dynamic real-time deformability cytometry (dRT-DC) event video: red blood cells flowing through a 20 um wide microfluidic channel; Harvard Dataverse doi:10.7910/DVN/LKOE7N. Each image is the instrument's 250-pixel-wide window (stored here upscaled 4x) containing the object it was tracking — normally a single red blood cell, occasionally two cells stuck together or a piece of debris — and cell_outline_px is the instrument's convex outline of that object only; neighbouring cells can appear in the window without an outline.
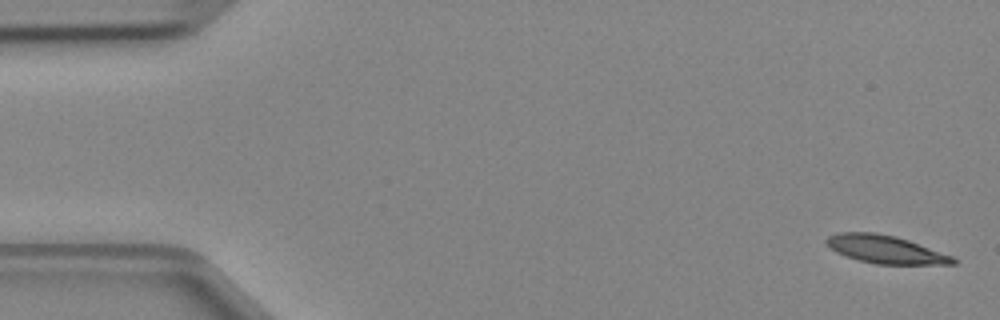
{"species": "Egyptian fruit bat (a non-hibernating species)", "species_latin": "Rousettus aegyptiacus", "temperature_condition": "cold", "stored_images_in_passage": 5, "segment_of_instrument_passage": [2, 2], "camera_frame_rate_fps": 3000, "um_per_image_px": 0.085, "animal": {"sex": "female"}, "frame": {"image": 1, "passage_image": 5, "time_ms": 1.333, "image_size_px": [1000, 320], "cell_outline_px": [[960, 260], [956, 264], [876, 264], [860, 260], [836, 252], [824, 244], [824, 240], [828, 236], [836, 232], [876, 232], [896, 236], [908, 240], [952, 256]], "centroid_in_image_um": [75.24, 21.18], "position_along_channel_um": 9.8, "area_um2": 20.69}}